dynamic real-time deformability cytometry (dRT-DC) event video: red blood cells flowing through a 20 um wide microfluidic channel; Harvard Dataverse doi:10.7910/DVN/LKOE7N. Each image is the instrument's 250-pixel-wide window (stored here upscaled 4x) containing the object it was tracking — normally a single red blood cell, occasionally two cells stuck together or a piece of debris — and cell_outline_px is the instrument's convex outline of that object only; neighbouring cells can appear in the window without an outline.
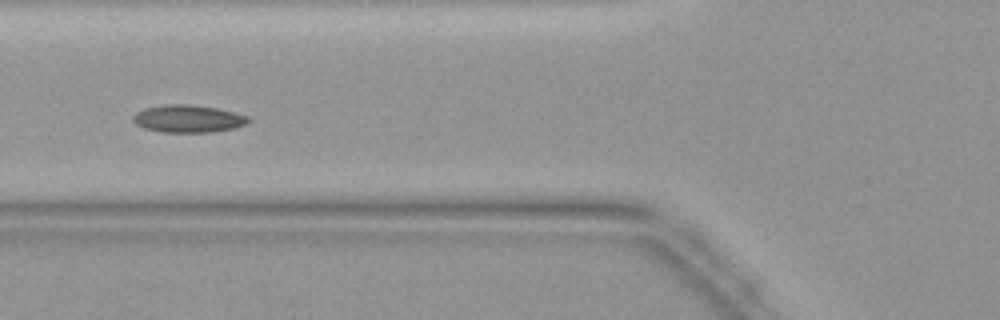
{"species": "common noctule bat (a hibernating species)", "species_latin": "Nyctalus noctula", "temperature_condition": "warm", "stored_images_in_passage": 26, "camera_frame_rate_fps": 3000, "um_per_image_px": 0.085, "animal": {"sex": "female", "body_mass_g": 19.9}, "frame": {"image": 1, "passage_image": 5, "time_ms": 1.333, "image_size_px": [1000, 320], "cell_outline_px": [[252, 120], [248, 124], [232, 128], [212, 132], [160, 132], [144, 128], [136, 124], [132, 120], [132, 116], [136, 112], [144, 108], [164, 104], [192, 104], [216, 108], [248, 116]], "centroid_in_image_um": [15.97, 10.08], "position_along_channel_um": 109.8, "area_um2": 18.61}}
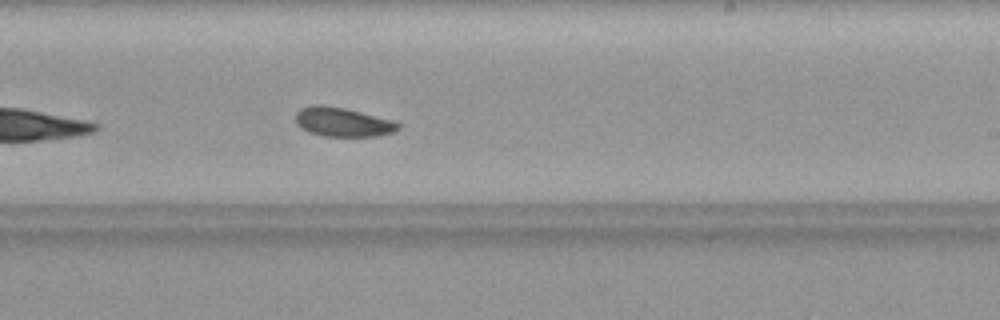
{"frame": {"image": 2, "passage_image": 15, "time_ms": 4.667, "image_size_px": [1000, 320], "cell_outline_px": [[400, 128], [396, 132], [376, 136], [324, 136], [308, 132], [296, 124], [296, 112], [300, 108], [312, 104], [320, 104], [344, 108], [392, 120], [400, 124]], "centroid_in_image_um": [29.11, 10.37], "position_along_channel_um": 259.9, "area_um2": 17.46}}